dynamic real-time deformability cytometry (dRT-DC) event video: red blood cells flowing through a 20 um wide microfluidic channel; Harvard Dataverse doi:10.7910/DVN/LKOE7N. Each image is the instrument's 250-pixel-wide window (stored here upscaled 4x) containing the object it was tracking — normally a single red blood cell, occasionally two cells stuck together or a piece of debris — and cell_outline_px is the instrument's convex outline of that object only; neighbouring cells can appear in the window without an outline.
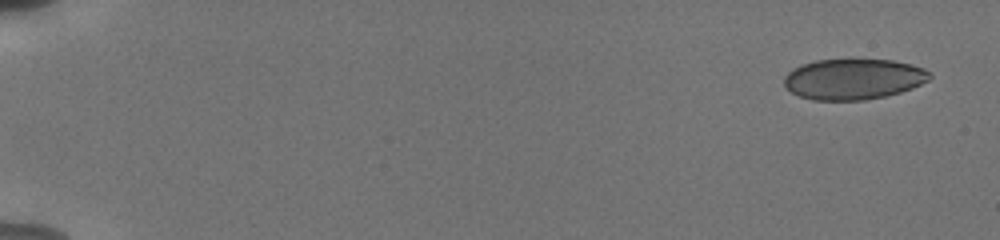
{"species": "human", "species_latin": "Homo sapiens", "temperature_condition": "cold", "stored_images_in_passage": 54, "camera_frame_rate_fps": 3000, "um_per_image_px": 0.085, "donor": {"sex": "male"}, "frame": {"image": 1, "passage_image": 1, "time_ms": 0.0, "image_size_px": [1000, 240], "cell_outline_px": [[932, 76], [928, 80], [912, 88], [900, 92], [884, 96], [864, 100], [812, 100], [800, 96], [792, 92], [784, 84], [784, 76], [792, 68], [816, 60], [892, 60], [912, 64], [924, 68], [932, 72]], "centroid_in_image_um": [72.56, 6.72], "position_along_channel_um": 12.4, "area_um2": 34.45}}
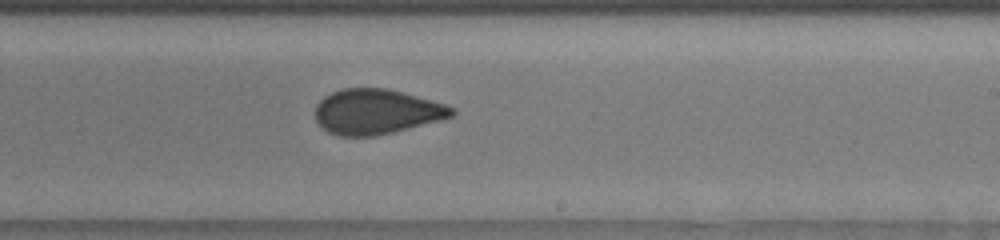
{"frame": {"image": 2, "passage_image": 34, "time_ms": 11.0, "image_size_px": [1000, 240], "cell_outline_px": [[456, 112], [452, 116], [444, 120], [376, 136], [340, 136], [328, 132], [316, 120], [316, 104], [324, 96], [332, 92], [344, 88], [388, 88], [448, 104], [456, 108]], "centroid_in_image_um": [32.06, 9.49], "position_along_channel_um": 256.9, "area_um2": 36.18}}
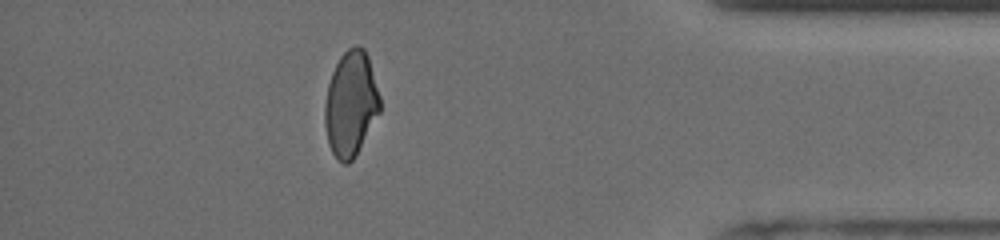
{"frame": {"image": 3, "passage_image": 48, "time_ms": 15.667, "image_size_px": [1000, 240], "cell_outline_px": [[380, 112], [356, 156], [348, 164], [344, 164], [332, 152], [328, 144], [324, 124], [324, 104], [328, 84], [332, 72], [340, 56], [348, 48], [356, 44], [364, 48], [368, 56], [380, 96]], "centroid_in_image_um": [29.81, 8.82], "position_along_channel_um": 405.4, "area_um2": 33.99}, "authors_computed_cell_mechanics": {"area_um2": 35.8649, "velocity_mm_per_s": 3.8137, "shape_relaxation_time_tau1_ms": 4.7887, "shape_relaxation_time_tau2_ms": 1.1874, "deformation_change_tau1": 0.1055, "deformation_change_tau2": 0.0489}}